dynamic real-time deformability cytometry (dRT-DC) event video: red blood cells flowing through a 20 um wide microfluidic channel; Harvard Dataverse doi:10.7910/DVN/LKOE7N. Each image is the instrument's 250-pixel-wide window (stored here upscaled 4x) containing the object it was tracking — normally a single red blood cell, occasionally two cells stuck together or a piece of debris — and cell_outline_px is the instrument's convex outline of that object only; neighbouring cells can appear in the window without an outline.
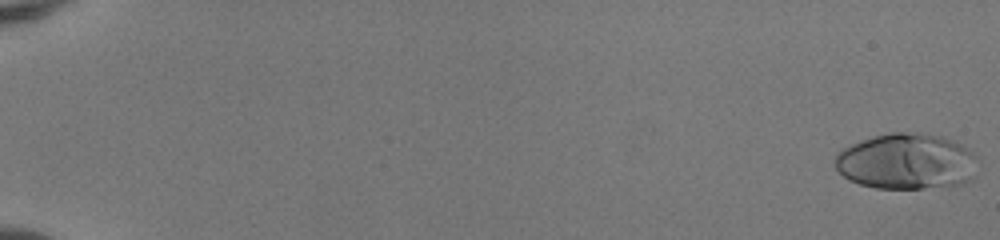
{"species": "human", "species_latin": "Homo sapiens", "temperature_condition": "room temperature", "stored_images_in_passage": 52, "camera_frame_rate_fps": 3000, "um_per_image_px": 0.085, "donor": {"sex": "female"}, "frame": {"image": 1, "passage_image": 1, "time_ms": 0.0, "image_size_px": [1000, 240], "cell_outline_px": [[976, 176], [964, 184], [924, 188], [876, 188], [860, 184], [848, 180], [836, 168], [836, 156], [844, 148], [860, 140], [872, 136], [888, 132], [924, 132], [940, 136], [952, 140], [968, 148], [976, 156]], "centroid_in_image_um": [77.09, 13.72], "position_along_channel_um": 7.9, "area_um2": 46.82}}
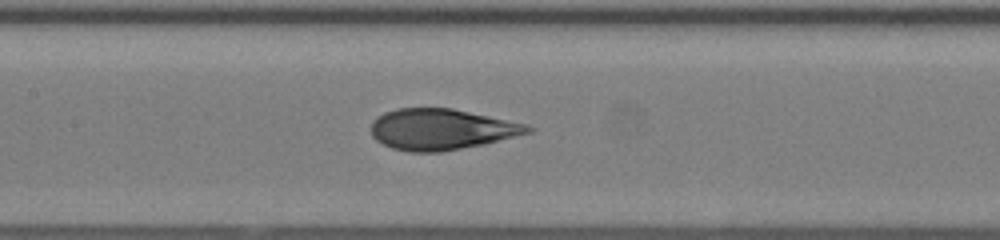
{"frame": {"image": 2, "passage_image": 28, "time_ms": 9.0, "image_size_px": [1000, 240], "cell_outline_px": [[536, 128], [532, 132], [484, 144], [440, 152], [408, 152], [392, 148], [376, 140], [372, 136], [372, 120], [376, 116], [384, 112], [396, 108], [452, 108], [528, 124]], "centroid_in_image_um": [37.52, 10.99], "position_along_channel_um": 169.9, "area_um2": 37.57}}
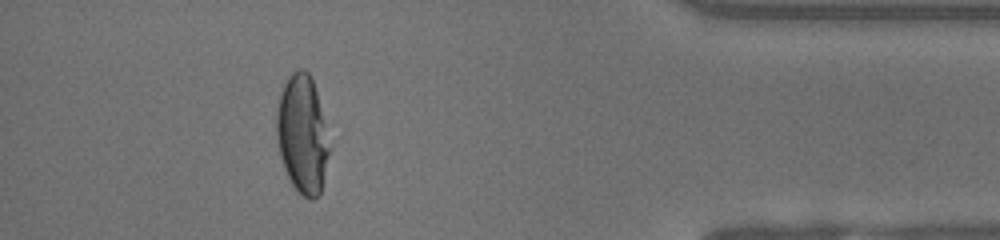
{"frame": {"image": 3, "passage_image": 48, "time_ms": 15.667, "image_size_px": [1000, 240], "cell_outline_px": [[328, 156], [320, 192], [312, 200], [304, 196], [292, 184], [284, 168], [280, 156], [276, 136], [276, 112], [280, 96], [284, 84], [288, 76], [292, 72], [300, 68], [308, 72], [312, 76], [316, 92], [328, 148]], "centroid_in_image_um": [25.65, 11.39], "position_along_channel_um": 409.6, "area_um2": 35.26}, "authors_computed_cell_mechanics": {"area_um2": 38.2058, "velocity_mm_per_s": 4.1081, "shape_relaxation_time_tau1_ms": 5.4446, "shape_relaxation_time_tau2_ms": 0.7041, "deformation_change_tau1": 0.2517, "deformation_change_tau2": 0.0651}}